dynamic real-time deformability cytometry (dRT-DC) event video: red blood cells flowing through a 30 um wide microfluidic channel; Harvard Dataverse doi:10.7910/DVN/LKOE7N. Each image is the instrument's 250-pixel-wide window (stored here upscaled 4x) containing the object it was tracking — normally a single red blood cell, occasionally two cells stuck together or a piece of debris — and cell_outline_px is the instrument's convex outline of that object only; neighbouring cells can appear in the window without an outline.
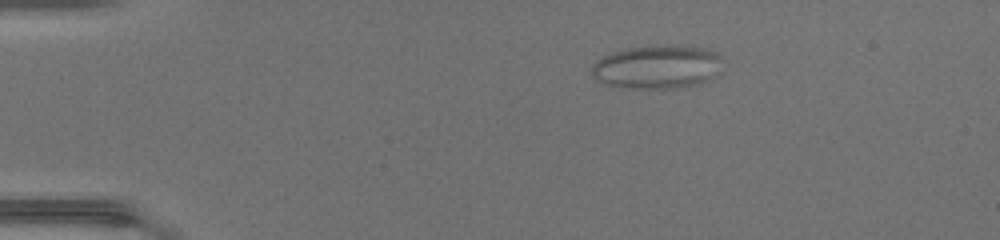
{"species": "common noctule bat (a hibernating species)", "species_latin": "Nyctalus noctula", "temperature_condition": "warm", "stored_images_in_passage": 39, "camera_frame_rate_fps": 3000, "um_per_image_px": 0.085, "animal": {"sex": "female", "body_mass_g": 17.0, "forearm_length_mm": 48.0}, "frame": {"image": 1, "passage_image": 1, "time_ms": 0.0, "image_size_px": [1000, 240], "cell_outline_px": [[720, 72], [716, 76], [708, 80], [696, 84], [676, 88], [620, 88], [604, 84], [592, 76], [592, 64], [596, 60], [604, 56], [616, 52], [632, 48], [700, 48], [716, 52]], "centroid_in_image_um": [55.79, 5.76], "position_along_channel_um": 29.2, "area_um2": 31.91}}
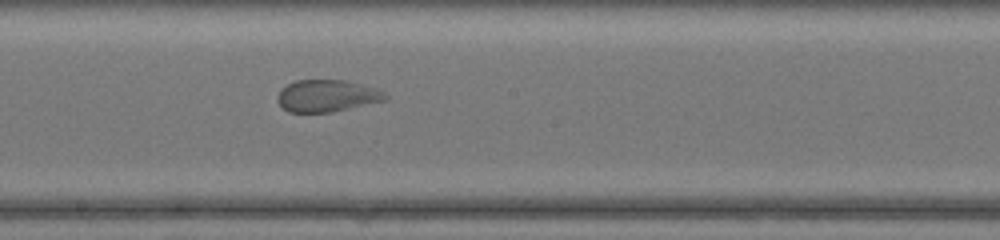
{"frame": {"image": 2, "passage_image": 19, "time_ms": 6.0, "image_size_px": [1000, 240], "cell_outline_px": [[388, 96], [384, 100], [332, 112], [288, 112], [276, 100], [280, 92], [288, 84], [296, 80], [340, 80], [368, 88], [380, 92]], "centroid_in_image_um": [27.68, 8.17], "position_along_channel_um": 220.5, "area_um2": 19.19}}
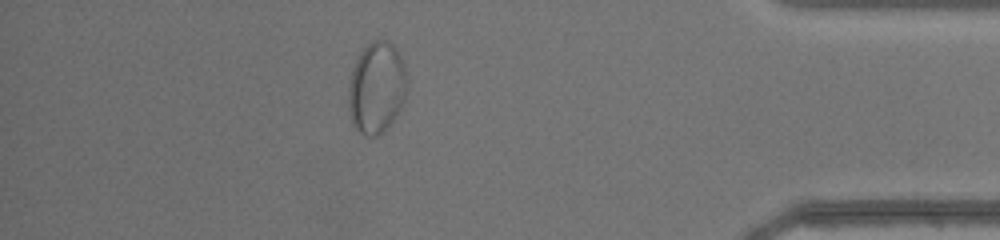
{"frame": {"image": 3, "passage_image": 34, "time_ms": 11.0, "image_size_px": [1000, 240], "cell_outline_px": [[404, 100], [396, 116], [384, 132], [376, 136], [368, 136], [360, 132], [352, 124], [348, 104], [348, 88], [352, 72], [356, 60], [360, 52], [372, 40], [388, 40], [392, 44], [400, 56], [404, 68]], "centroid_in_image_um": [31.97, 7.48], "position_along_channel_um": 403.2, "area_um2": 30.69}}